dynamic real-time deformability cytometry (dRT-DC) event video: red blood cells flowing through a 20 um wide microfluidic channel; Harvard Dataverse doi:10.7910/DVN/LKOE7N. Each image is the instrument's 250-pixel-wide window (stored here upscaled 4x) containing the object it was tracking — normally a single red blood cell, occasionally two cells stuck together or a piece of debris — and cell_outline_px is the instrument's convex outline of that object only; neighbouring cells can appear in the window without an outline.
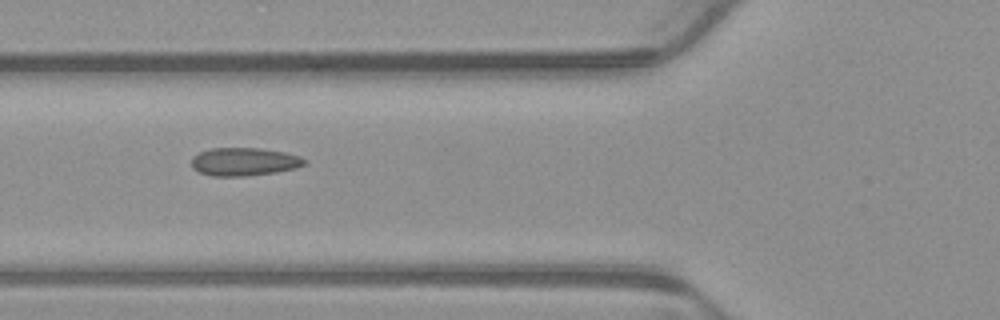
{"species": "common noctule bat (a hibernating species)", "species_latin": "Nyctalus noctula", "temperature_condition": "warm", "stored_images_in_passage": 8, "camera_frame_rate_fps": 3000, "um_per_image_px": 0.085, "animal": {"sex": "male", "body_mass_g": 23.1, "forearm_length_mm": 52.7}, "frame": {"image": 1, "passage_image": 6, "time_ms": 1.667, "image_size_px": [1000, 320], "cell_outline_px": [[308, 160], [304, 164], [296, 168], [276, 172], [248, 176], [212, 176], [200, 172], [192, 168], [192, 156], [200, 152], [212, 148], [260, 148], [284, 152], [300, 156]], "centroid_in_image_um": [20.76, 13.75], "position_along_channel_um": 105.0, "area_um2": 18.55}}
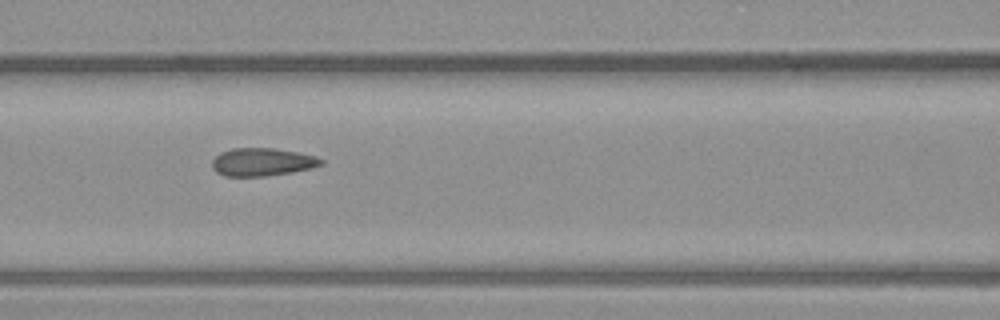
{"frame": {"image": 2, "passage_image": 7, "time_ms": 2.0, "image_size_px": [1000, 320], "cell_outline_px": [[324, 164], [312, 168], [292, 172], [264, 176], [224, 176], [216, 172], [212, 168], [212, 160], [220, 152], [232, 148], [276, 148], [300, 152], [316, 156], [324, 160]], "centroid_in_image_um": [22.31, 13.76], "position_along_channel_um": 144.3, "area_um2": 17.98}}
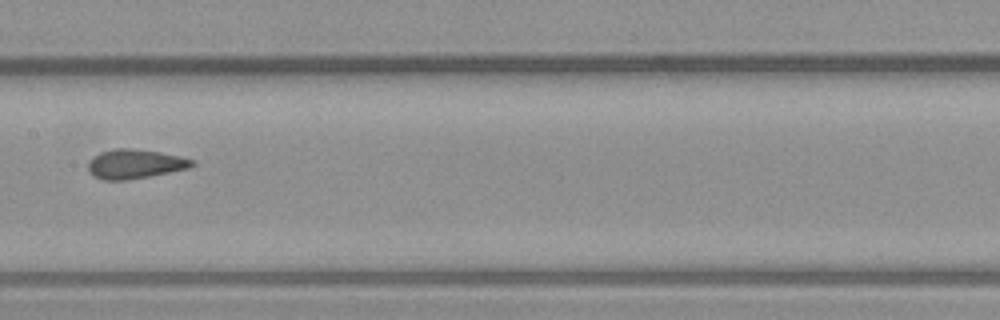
{"frame": {"image": 3, "passage_image": 8, "time_ms": 2.333, "image_size_px": [1000, 320], "cell_outline_px": [[196, 164], [188, 168], [148, 176], [124, 180], [104, 180], [92, 176], [88, 172], [88, 164], [100, 152], [112, 148], [132, 148], [160, 152], [180, 156], [196, 160]], "centroid_in_image_um": [11.47, 13.93], "position_along_channel_um": 195.9, "area_um2": 17.69}}